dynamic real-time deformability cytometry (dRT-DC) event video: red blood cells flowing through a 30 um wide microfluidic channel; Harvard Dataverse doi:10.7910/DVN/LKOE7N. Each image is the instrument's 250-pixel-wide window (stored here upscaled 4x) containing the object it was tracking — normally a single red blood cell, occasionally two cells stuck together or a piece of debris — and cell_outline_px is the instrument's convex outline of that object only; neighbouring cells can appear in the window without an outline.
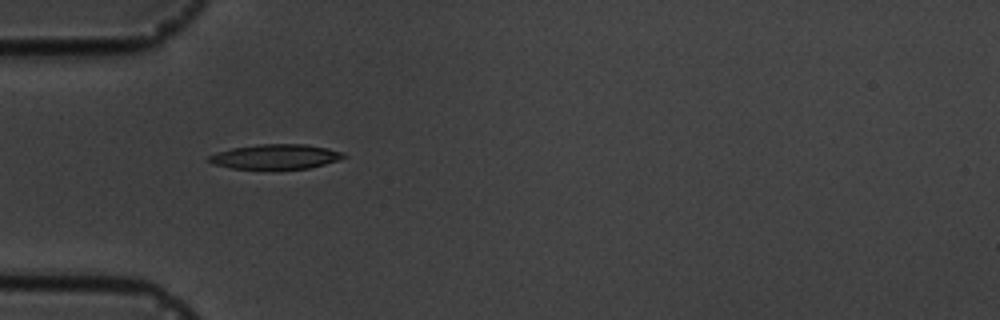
{"species": "common noctule bat (a hibernating species)", "species_latin": "Nyctalus noctula", "temperature_condition": "cold", "stored_images_in_passage": 14, "camera_frame_rate_fps": 3000, "um_per_image_px": 0.085, "animal": {"sex": "male", "body_mass_g": 19.5, "forearm_length_mm": 54.6}, "frame": {"image": 1, "passage_image": 3, "time_ms": 3.0, "image_size_px": [1000, 320], "cell_outline_px": [[348, 156], [324, 164], [308, 168], [232, 168], [212, 164], [208, 160], [208, 156], [216, 152], [232, 148], [260, 144], [304, 144], [328, 148], [344, 152]], "centroid_in_image_um": [23.42, 13.3], "position_along_channel_um": 61.6, "area_um2": 19.19}}
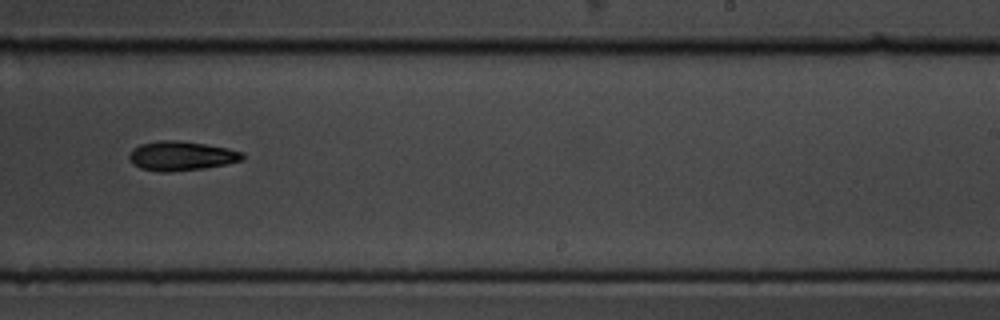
{"frame": {"image": 2, "passage_image": 8, "time_ms": 9.0, "image_size_px": [1000, 320], "cell_outline_px": [[244, 160], [204, 168], [168, 172], [160, 172], [140, 168], [132, 164], [128, 156], [132, 148], [140, 144], [160, 140], [180, 140], [228, 148], [244, 152]], "centroid_in_image_um": [15.39, 13.24], "position_along_channel_um": 273.6, "area_um2": 19.48}}
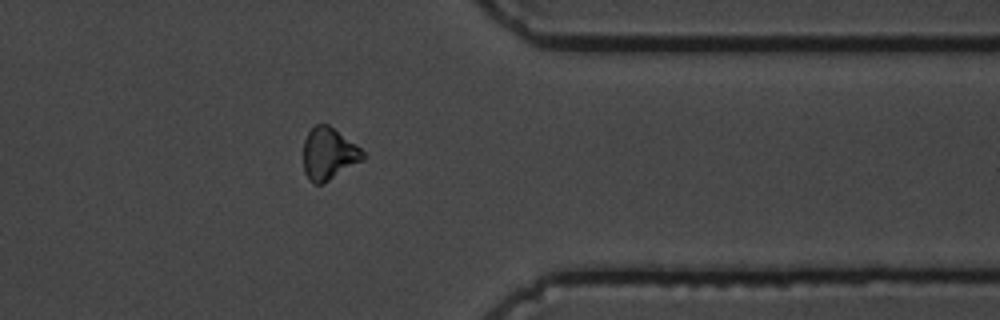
{"frame": {"image": 3, "passage_image": 11, "time_ms": 12.333, "image_size_px": [1000, 320], "cell_outline_px": [[364, 160], [324, 184], [312, 184], [304, 172], [304, 140], [308, 132], [316, 124], [328, 124], [360, 148], [364, 152]], "centroid_in_image_um": [27.94, 13.1], "position_along_channel_um": 383.5, "area_um2": 18.09}, "authors_computed_cell_mechanics": {"area_um2": 19.0162, "velocity_mm_per_s": 3.5843, "shape_relaxation_time_tau1_ms": 3.1792, "shape_relaxation_time_tau2_ms": null, "deformation_change_tau1": 0.1021, "deformation_change_tau2": null}}